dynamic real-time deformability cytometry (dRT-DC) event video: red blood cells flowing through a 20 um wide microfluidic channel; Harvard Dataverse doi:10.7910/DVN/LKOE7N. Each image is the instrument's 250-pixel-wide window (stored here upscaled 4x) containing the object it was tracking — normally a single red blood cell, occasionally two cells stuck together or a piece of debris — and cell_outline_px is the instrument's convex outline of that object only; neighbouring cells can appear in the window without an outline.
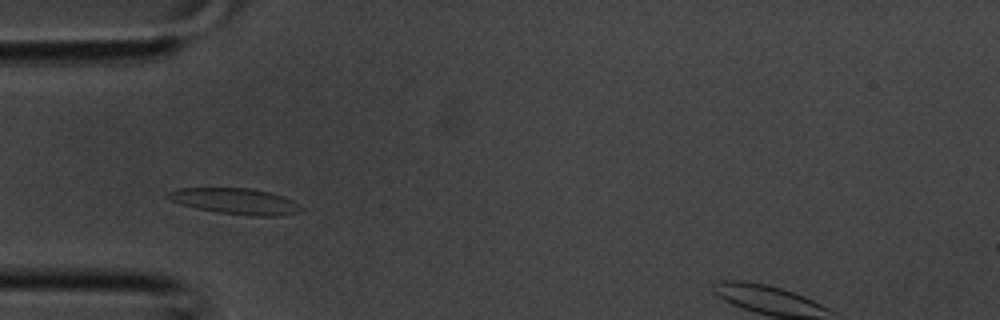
{"species": "common noctule bat (a hibernating species)", "species_latin": "Nyctalus noctula", "temperature_condition": "room temperature", "stored_images_in_passage": 23, "camera_frame_rate_fps": 3000, "um_per_image_px": 0.085, "animal": {"sex": "male", "body_mass_g": 20.1, "forearm_length_mm": 53.5}, "frame": {"image": 1, "passage_image": 1, "time_ms": 0.0, "image_size_px": [1000, 320], "cell_outline_px": [[304, 212], [280, 216], [248, 216], [216, 212], [196, 208], [180, 204], [168, 200], [164, 196], [164, 192], [180, 188], [252, 188], [284, 196], [300, 204], [304, 208]], "centroid_in_image_um": [20.02, 17.11], "position_along_channel_um": 65.0, "area_um2": 20.69}}
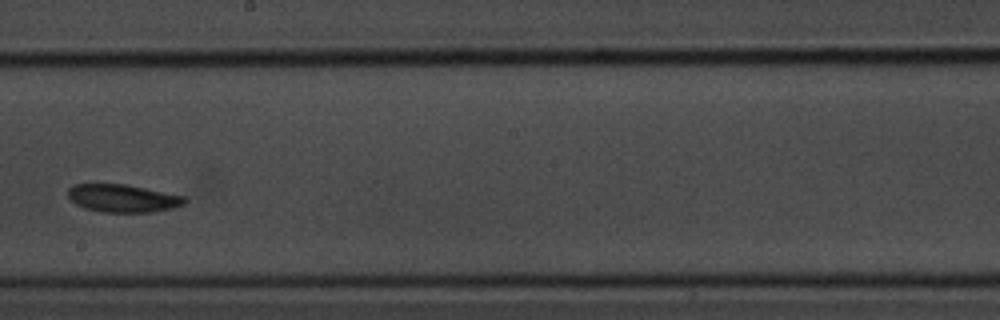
{"frame": {"image": 2, "passage_image": 11, "time_ms": 3.333, "image_size_px": [1000, 320], "cell_outline_px": [[188, 200], [184, 204], [172, 208], [152, 212], [100, 212], [84, 208], [76, 204], [68, 196], [68, 188], [72, 184], [128, 184], [184, 196]], "centroid_in_image_um": [10.43, 16.85], "position_along_channel_um": 237.8, "area_um2": 19.02}}
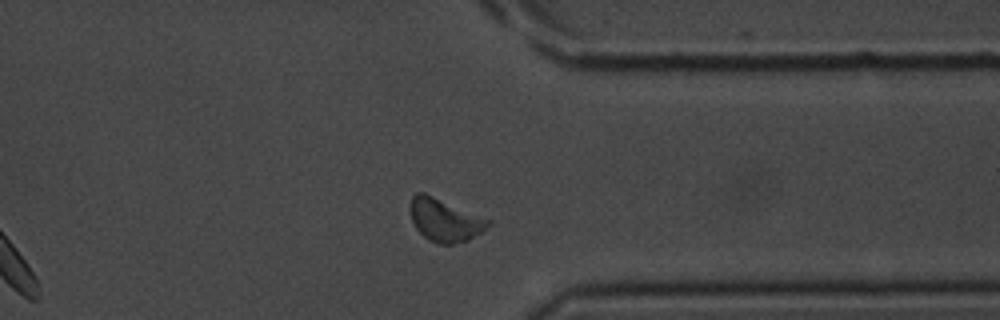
{"frame": {"image": 3, "passage_image": 19, "time_ms": 6.0, "image_size_px": [1000, 320], "cell_outline_px": [[492, 220], [480, 232], [468, 240], [452, 244], [440, 244], [428, 240], [416, 228], [412, 220], [408, 208], [412, 196], [416, 192], [424, 192]], "centroid_in_image_um": [37.76, 18.68], "position_along_channel_um": 373.6, "area_um2": 19.36}}